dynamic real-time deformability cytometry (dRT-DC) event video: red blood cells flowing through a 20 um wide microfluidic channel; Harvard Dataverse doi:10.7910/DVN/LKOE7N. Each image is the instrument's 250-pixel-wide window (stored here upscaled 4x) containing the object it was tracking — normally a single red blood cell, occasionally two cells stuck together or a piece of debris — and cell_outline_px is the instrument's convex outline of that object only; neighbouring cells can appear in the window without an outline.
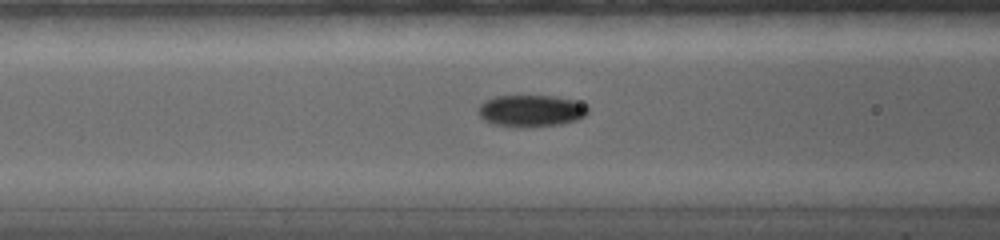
{"species": "common noctule bat (a hibernating species)", "species_latin": "Nyctalus noctula", "temperature_condition": "warm", "stored_images_in_passage": 25, "camera_frame_rate_fps": 5000, "um_per_image_px": 0.085, "animal": {"sex": "female", "body_mass_g": 19.0, "forearm_length_mm": 56.7}, "frame": {"image": 1, "passage_image": 12, "time_ms": 4.8, "image_size_px": [1000, 240], "cell_outline_px": [[588, 112], [584, 116], [576, 120], [560, 124], [524, 128], [516, 128], [492, 124], [484, 120], [476, 112], [476, 108], [484, 100], [492, 96], [552, 96], [576, 100], [584, 104], [588, 108]], "centroid_in_image_um": [45.07, 9.43], "position_along_channel_um": 121.5, "area_um2": 20.75}}
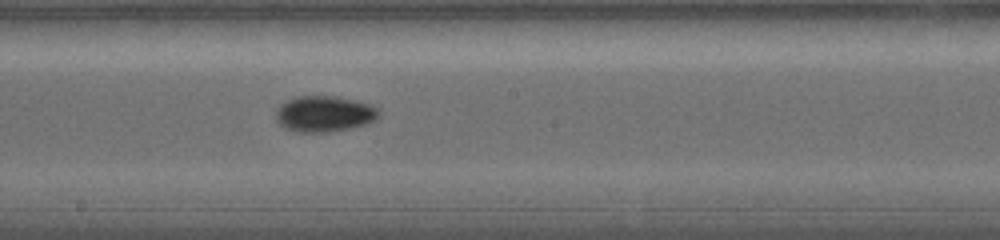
{"frame": {"image": 2, "passage_image": 18, "time_ms": 7.4, "image_size_px": [1000, 240], "cell_outline_px": [[380, 116], [364, 124], [352, 128], [328, 132], [296, 132], [280, 124], [276, 120], [276, 112], [280, 104], [296, 96], [336, 96], [356, 100], [380, 108]], "centroid_in_image_um": [27.58, 9.67], "position_along_channel_um": 220.6, "area_um2": 21.56}}
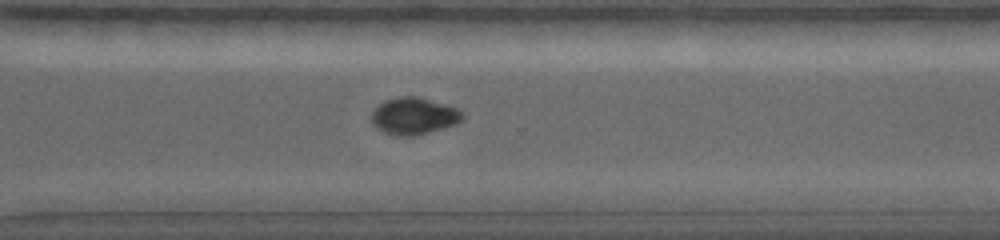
{"frame": {"image": 3, "passage_image": 25, "time_ms": 10.4, "image_size_px": [1000, 240], "cell_outline_px": [[464, 120], [416, 136], [400, 136], [384, 132], [376, 128], [372, 124], [372, 112], [380, 104], [388, 100], [400, 96], [416, 96], [444, 104], [456, 108], [464, 112]], "centroid_in_image_um": [35.18, 9.86], "position_along_channel_um": 335.4, "area_um2": 19.25}}